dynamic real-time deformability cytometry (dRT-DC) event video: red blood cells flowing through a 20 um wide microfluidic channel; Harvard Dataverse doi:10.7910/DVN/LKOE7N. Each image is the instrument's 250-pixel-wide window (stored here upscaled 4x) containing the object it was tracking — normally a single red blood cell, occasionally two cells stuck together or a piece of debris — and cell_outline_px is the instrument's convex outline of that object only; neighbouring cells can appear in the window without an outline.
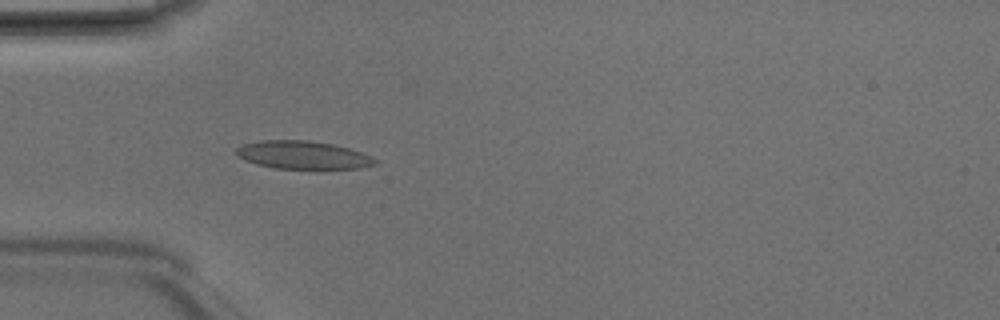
{"species": "Egyptian fruit bat (a non-hibernating species)", "species_latin": "Rousettus aegyptiacus", "temperature_condition": "room temperature", "stored_images_in_passage": 4, "camera_frame_rate_fps": 3000, "um_per_image_px": 0.085, "animal": {"sex": "male"}, "frame": {"image": 1, "passage_image": 4, "time_ms": 1.0, "image_size_px": [1000, 320], "cell_outline_px": [[376, 164], [360, 168], [276, 168], [256, 164], [244, 160], [236, 156], [236, 148], [244, 144], [260, 140], [308, 140], [332, 144], [348, 148], [360, 152], [376, 160]], "centroid_in_image_um": [25.68, 13.17], "position_along_channel_um": 59.3, "area_um2": 22.37}}